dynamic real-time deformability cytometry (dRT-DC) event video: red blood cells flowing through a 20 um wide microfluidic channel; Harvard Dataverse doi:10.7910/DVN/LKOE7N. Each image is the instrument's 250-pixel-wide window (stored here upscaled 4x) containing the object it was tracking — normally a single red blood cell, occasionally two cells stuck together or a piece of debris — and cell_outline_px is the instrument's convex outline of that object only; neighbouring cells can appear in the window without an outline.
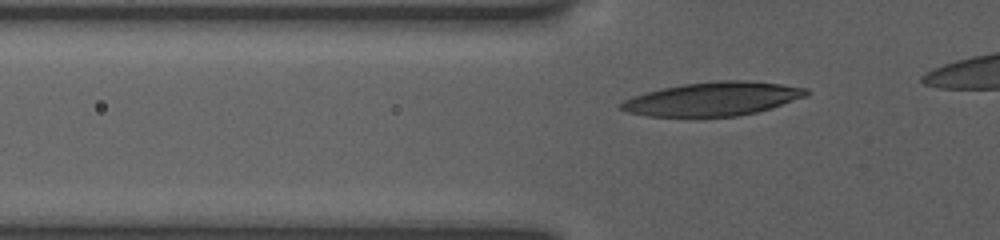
{"species": "human", "species_latin": "Homo sapiens", "temperature_condition": "room temperature", "stored_images_in_passage": 14, "camera_frame_rate_fps": 3000, "um_per_image_px": 0.085, "donor": {"sex": "female"}, "frame": {"image": 1, "passage_image": 4, "time_ms": 1.0, "image_size_px": [1000, 240], "cell_outline_px": [[808, 96], [772, 108], [756, 112], [736, 116], [648, 116], [628, 112], [620, 108], [616, 104], [632, 96], [660, 88], [684, 84], [720, 80], [748, 80], [780, 84], [808, 88]], "centroid_in_image_um": [60.59, 8.4], "position_along_channel_um": 65.2, "area_um2": 36.41}}
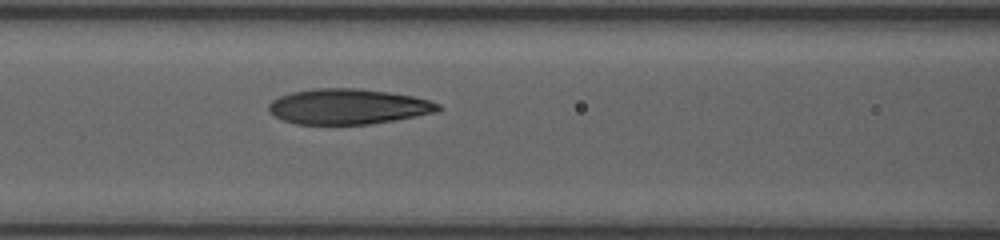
{"frame": {"image": 2, "passage_image": 11, "time_ms": 3.0, "image_size_px": [1000, 240], "cell_outline_px": [[440, 112], [396, 120], [368, 124], [296, 124], [284, 120], [276, 116], [268, 108], [268, 104], [272, 100], [280, 96], [292, 92], [316, 88], [360, 88], [388, 92], [412, 96], [428, 100], [440, 104]], "centroid_in_image_um": [29.63, 9.05], "position_along_channel_um": 137.0, "area_um2": 34.91}}